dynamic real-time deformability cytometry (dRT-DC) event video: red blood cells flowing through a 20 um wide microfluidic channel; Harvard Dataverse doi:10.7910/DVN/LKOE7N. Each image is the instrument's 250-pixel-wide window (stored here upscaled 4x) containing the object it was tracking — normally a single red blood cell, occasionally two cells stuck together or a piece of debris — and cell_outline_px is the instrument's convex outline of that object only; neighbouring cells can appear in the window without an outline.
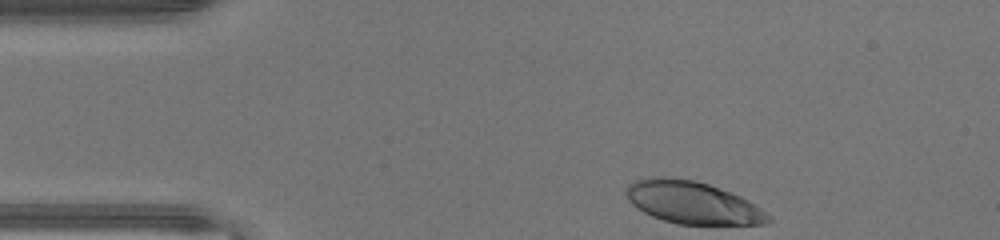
{"species": "human", "species_latin": "Homo sapiens", "temperature_condition": "warm", "stored_images_in_passage": 33, "camera_frame_rate_fps": 3000, "um_per_image_px": 0.085, "donor": {"sex": "male"}, "frame": {"image": 1, "passage_image": 1, "time_ms": 0.0, "image_size_px": [1000, 240], "cell_outline_px": [[772, 220], [764, 224], [676, 224], [652, 216], [644, 212], [632, 204], [628, 200], [624, 192], [628, 184], [636, 180], [652, 176], [660, 176], [692, 180], [708, 184], [732, 192], [748, 200], [772, 216]], "centroid_in_image_um": [58.85, 17.21], "position_along_channel_um": 26.1, "area_um2": 35.08}}
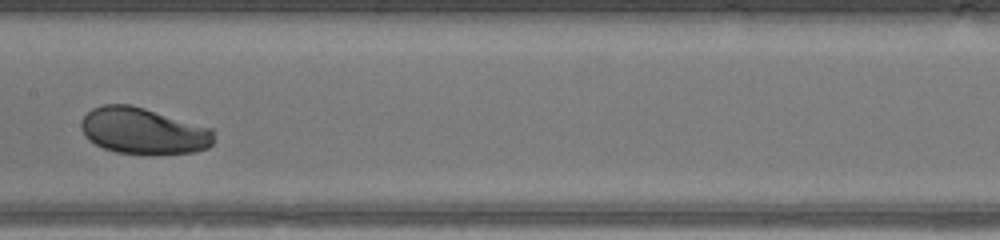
{"frame": {"image": 2, "passage_image": 17, "time_ms": 5.333, "image_size_px": [1000, 240], "cell_outline_px": [[212, 144], [208, 148], [196, 152], [152, 156], [116, 152], [104, 148], [88, 140], [80, 128], [80, 120], [92, 108], [104, 104], [128, 104], [144, 108], [212, 128]], "centroid_in_image_um": [12.17, 11.16], "position_along_channel_um": 195.2, "area_um2": 36.3}}
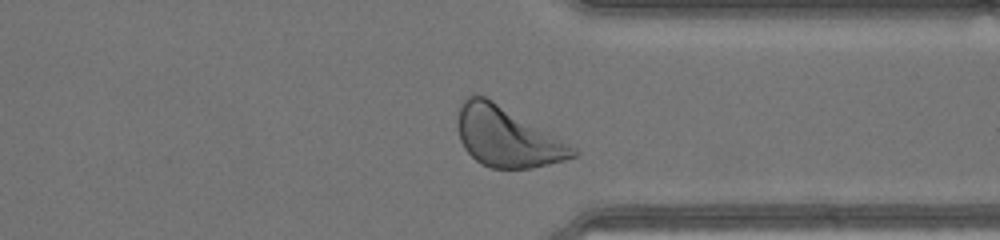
{"frame": {"image": 3, "passage_image": 29, "time_ms": 9.333, "image_size_px": [1000, 240], "cell_outline_px": [[580, 152], [576, 156], [564, 160], [532, 168], [492, 168], [480, 164], [464, 148], [460, 140], [456, 124], [460, 100], [464, 96], [484, 96], [492, 100], [576, 148]], "centroid_in_image_um": [43.04, 11.64], "position_along_channel_um": 368.4, "area_um2": 39.82}, "authors_computed_cell_mechanics": {"area_um2": 35.836, "velocity_mm_per_s": 4.3886, "shape_relaxation_time_tau1_ms": 2.478, "shape_relaxation_time_tau2_ms": null, "deformation_change_tau1": 0.1438, "deformation_change_tau2": null}}